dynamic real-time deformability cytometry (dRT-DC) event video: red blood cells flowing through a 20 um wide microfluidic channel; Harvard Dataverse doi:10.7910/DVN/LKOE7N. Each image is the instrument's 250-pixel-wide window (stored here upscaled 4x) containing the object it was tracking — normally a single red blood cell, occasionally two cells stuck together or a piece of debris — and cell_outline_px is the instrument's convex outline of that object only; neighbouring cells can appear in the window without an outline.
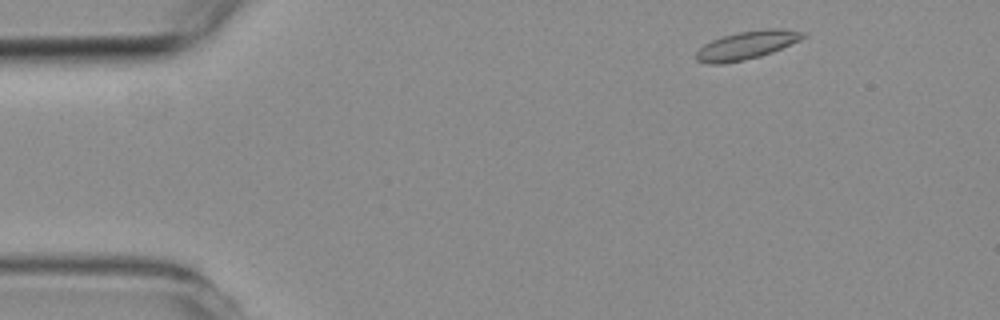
{"species": "common noctule bat (a hibernating species)", "species_latin": "Nyctalus noctula", "temperature_condition": "room temperature", "stored_images_in_passage": 4, "camera_frame_rate_fps": 3000, "um_per_image_px": 0.085, "animal": {"sex": "female", "body_mass_g": 19.3, "forearm_length_mm": 54.1}, "frame": {"image": 1, "passage_image": 1, "time_ms": 0.0, "image_size_px": [1000, 320], "cell_outline_px": [[808, 36], [800, 40], [772, 52], [760, 56], [724, 64], [708, 64], [696, 60], [696, 52], [704, 44], [712, 40], [724, 36], [740, 32], [768, 28], [780, 28], [804, 32]], "centroid_in_image_um": [63.48, 3.84], "position_along_channel_um": 21.5, "area_um2": 17.46}}
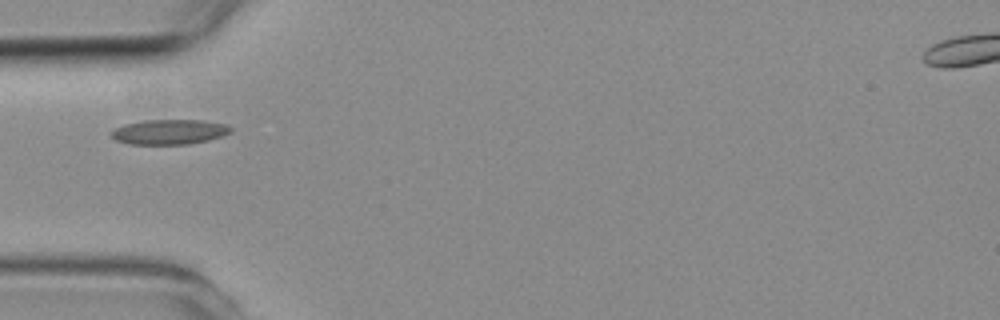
{"frame": {"image": 2, "passage_image": 4, "time_ms": 3.333, "image_size_px": [1000, 320], "cell_outline_px": [[232, 132], [208, 140], [188, 144], [128, 144], [116, 140], [112, 136], [112, 132], [116, 128], [124, 124], [144, 120], [204, 120], [228, 124], [232, 128]], "centroid_in_image_um": [14.43, 11.2], "position_along_channel_um": 70.6, "area_um2": 17.34}}